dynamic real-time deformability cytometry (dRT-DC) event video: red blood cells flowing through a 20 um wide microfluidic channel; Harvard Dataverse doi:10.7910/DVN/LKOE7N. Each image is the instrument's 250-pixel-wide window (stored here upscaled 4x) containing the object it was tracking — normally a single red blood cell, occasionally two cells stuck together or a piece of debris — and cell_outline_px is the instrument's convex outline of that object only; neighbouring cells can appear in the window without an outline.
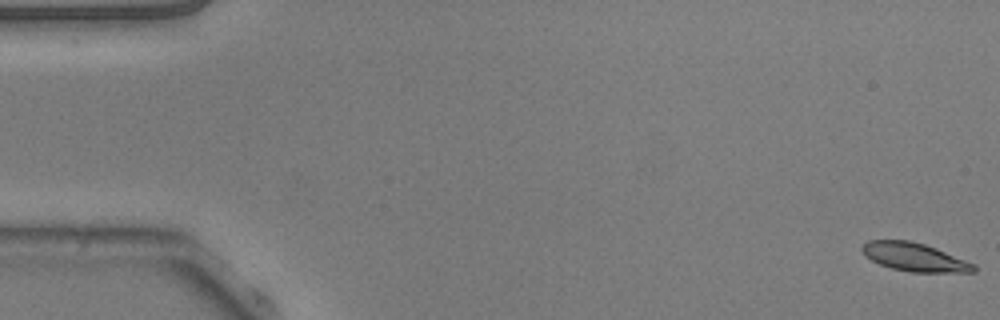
{"species": "common noctule bat (a hibernating species)", "species_latin": "Nyctalus noctula", "temperature_condition": "warm", "stored_images_in_passage": 32, "camera_frame_rate_fps": 3000, "um_per_image_px": 0.085, "animal": {"sex": "male", "body_mass_g": 20.5, "forearm_length_mm": 52.5}, "frame": {"image": 1, "passage_image": 1, "time_ms": 0.0, "image_size_px": [1000, 320], "cell_outline_px": [[976, 272], [912, 272], [892, 268], [880, 264], [864, 256], [860, 248], [868, 240], [908, 240], [924, 244], [936, 248], [976, 264]], "centroid_in_image_um": [77.73, 21.85], "position_along_channel_um": 7.3, "area_um2": 18.44}}
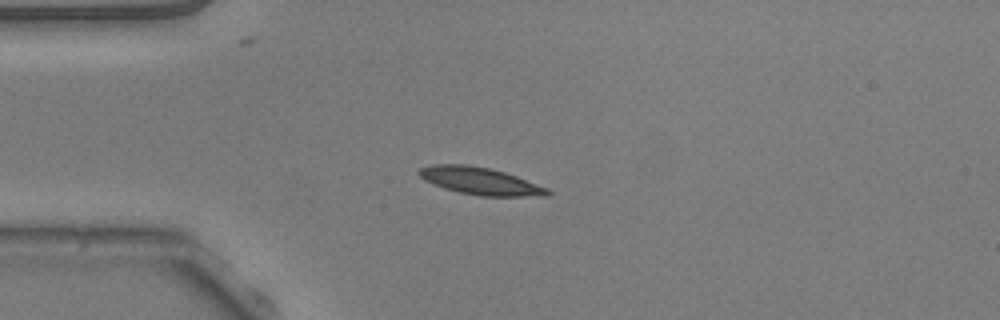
{"frame": {"image": 2, "passage_image": 14, "time_ms": 4.333, "image_size_px": [1000, 320], "cell_outline_px": [[552, 192], [548, 196], [480, 196], [460, 192], [444, 188], [424, 180], [416, 172], [420, 168], [432, 164], [468, 164], [488, 168], [504, 172], [516, 176], [548, 188]], "centroid_in_image_um": [40.81, 15.38], "position_along_channel_um": 44.2, "area_um2": 20.4}}
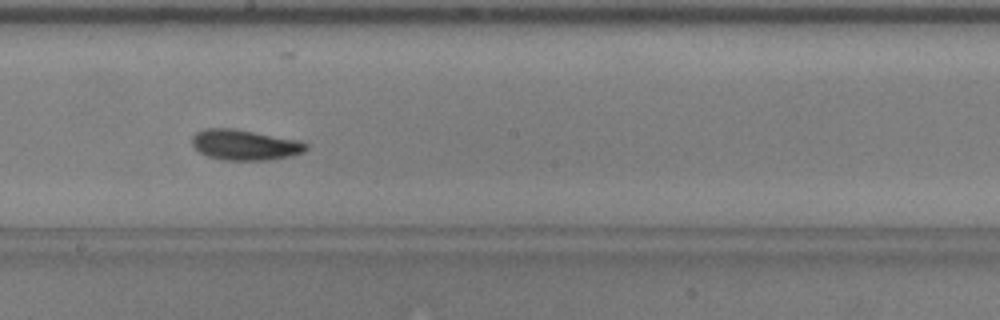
{"frame": {"image": 3, "passage_image": 30, "time_ms": 9.667, "image_size_px": [1000, 320], "cell_outline_px": [[308, 148], [304, 152], [292, 156], [268, 160], [224, 160], [208, 156], [200, 152], [192, 144], [192, 136], [196, 132], [204, 128], [232, 128], [300, 140], [308, 144]], "centroid_in_image_um": [20.83, 12.31], "position_along_channel_um": 227.4, "area_um2": 20.35}}